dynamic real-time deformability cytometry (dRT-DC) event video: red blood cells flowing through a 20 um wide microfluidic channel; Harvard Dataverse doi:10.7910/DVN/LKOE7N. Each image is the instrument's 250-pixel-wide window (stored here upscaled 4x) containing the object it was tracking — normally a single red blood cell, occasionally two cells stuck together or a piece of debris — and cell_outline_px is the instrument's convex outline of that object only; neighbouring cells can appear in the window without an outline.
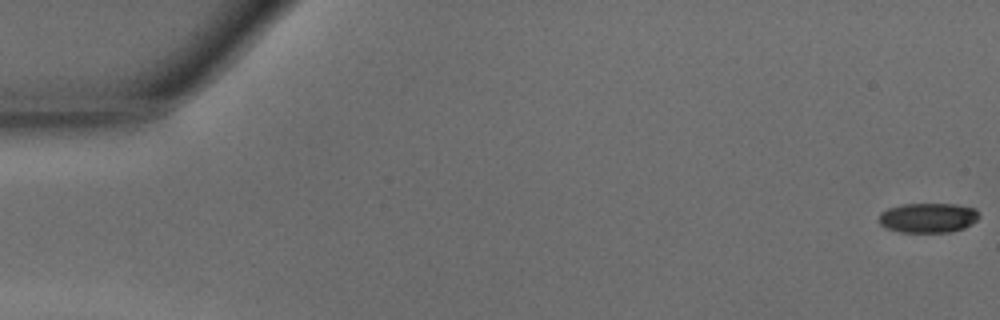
{"species": "common noctule bat (a hibernating species)", "species_latin": "Nyctalus noctula", "temperature_condition": "warm", "stored_images_in_passage": 48, "camera_frame_rate_fps": 3000, "um_per_image_px": 0.085, "animal": {"sex": "male", "body_mass_g": 15.6}, "frame": {"image": 1, "passage_image": 1, "time_ms": 0.0, "image_size_px": [1000, 320], "cell_outline_px": [[980, 216], [972, 224], [964, 228], [952, 232], [900, 232], [884, 228], [880, 224], [880, 212], [888, 208], [904, 204], [956, 204], [976, 208], [980, 212]], "centroid_in_image_um": [78.91, 18.51], "position_along_channel_um": 6.1, "area_um2": 17.57}}
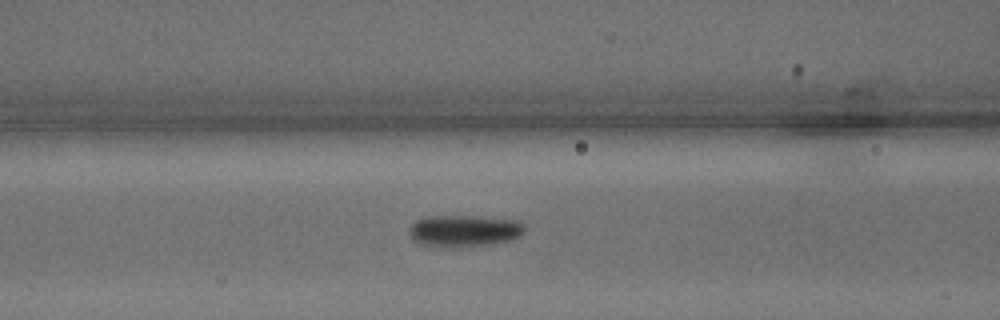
{"frame": {"image": 2, "passage_image": 20, "time_ms": 6.333, "image_size_px": [1000, 320], "cell_outline_px": [[524, 232], [520, 236], [512, 240], [488, 244], [448, 248], [440, 248], [420, 244], [408, 232], [408, 228], [416, 220], [428, 216], [476, 216], [520, 220], [524, 224]], "centroid_in_image_um": [39.46, 19.62], "position_along_channel_um": 127.1, "area_um2": 21.62}}
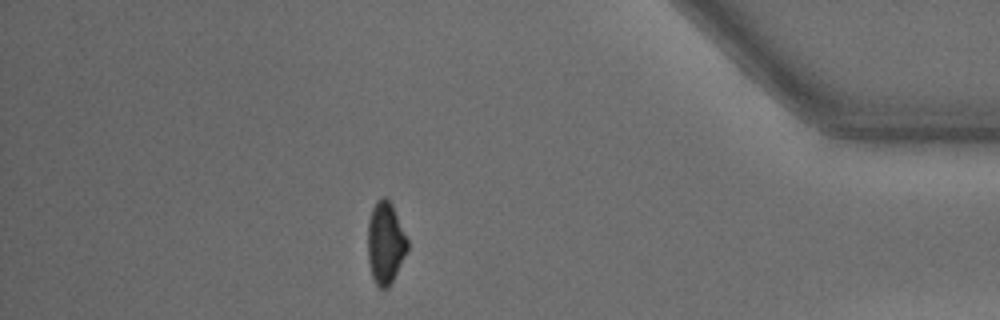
{"frame": {"image": 3, "passage_image": 42, "time_ms": 13.667, "image_size_px": [1000, 320], "cell_outline_px": [[408, 248], [388, 288], [380, 288], [376, 284], [372, 276], [368, 264], [368, 220], [372, 208], [376, 200], [380, 196], [384, 196], [392, 204], [408, 240]], "centroid_in_image_um": [32.74, 20.61], "position_along_channel_um": 402.5, "area_um2": 18.84}, "authors_computed_cell_mechanics": {"area_um2": 19.5942, "velocity_mm_per_s": 4.3088, "shape_relaxation_time_tau1_ms": 1.7531, "shape_relaxation_time_tau2_ms": null, "deformation_change_tau1": 0.1258, "deformation_change_tau2": null}}